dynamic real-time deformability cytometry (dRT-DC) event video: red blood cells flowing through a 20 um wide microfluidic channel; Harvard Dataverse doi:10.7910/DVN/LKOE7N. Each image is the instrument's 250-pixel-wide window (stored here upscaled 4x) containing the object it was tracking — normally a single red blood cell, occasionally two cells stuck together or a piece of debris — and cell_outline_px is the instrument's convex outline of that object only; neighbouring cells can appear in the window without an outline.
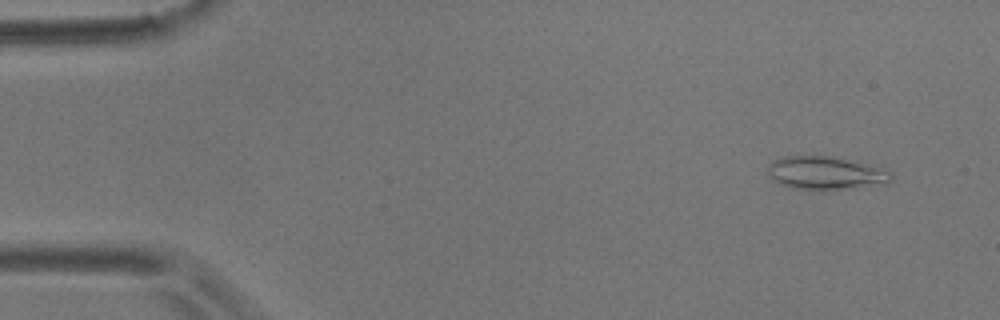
{"species": "common noctule bat (a hibernating species)", "species_latin": "Nyctalus noctula", "temperature_condition": "room temperature", "stored_images_in_passage": 56, "camera_frame_rate_fps": 3000, "um_per_image_px": 0.085, "animal": {"sex": "male", "body_mass_g": 17.9}, "frame": {"image": 1, "passage_image": 4, "time_ms": 1.0, "image_size_px": [1000, 320], "cell_outline_px": [[892, 180], [888, 184], [824, 192], [792, 188], [776, 184], [768, 176], [768, 164], [772, 160], [784, 156], [832, 156], [868, 164], [892, 172]], "centroid_in_image_um": [70.16, 14.75], "position_along_channel_um": 14.8, "area_um2": 24.8}}
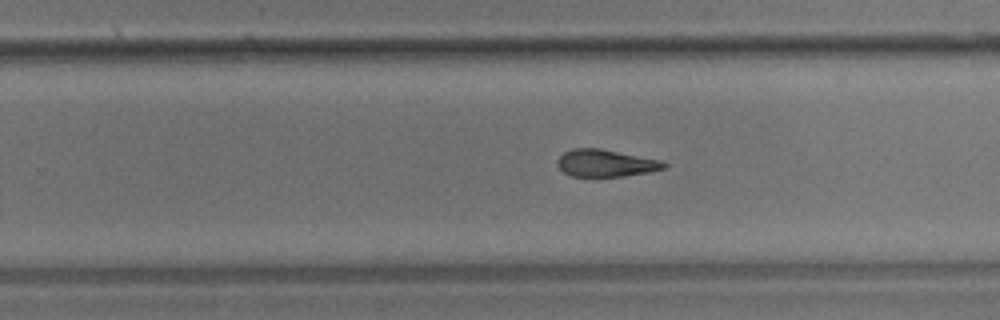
{"frame": {"image": 2, "passage_image": 35, "time_ms": 11.333, "image_size_px": [1000, 320], "cell_outline_px": [[668, 164], [664, 168], [648, 172], [624, 176], [572, 176], [564, 172], [556, 164], [556, 160], [564, 152], [572, 148], [600, 148], [660, 160]], "centroid_in_image_um": [51.45, 13.86], "position_along_channel_um": 278.3, "area_um2": 16.76}}
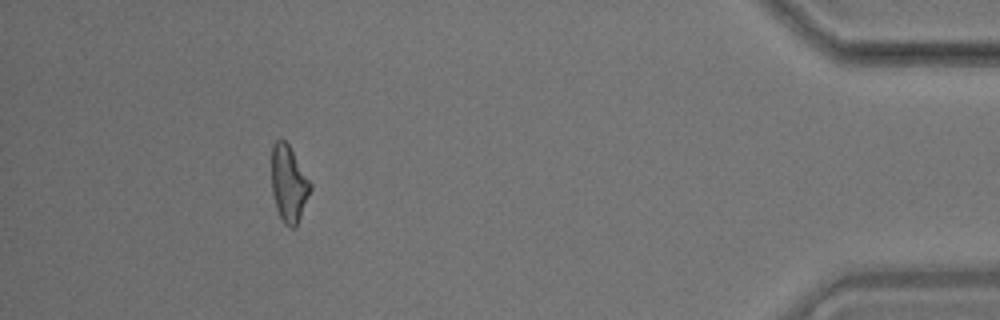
{"frame": {"image": 3, "passage_image": 51, "time_ms": 16.667, "image_size_px": [1000, 320], "cell_outline_px": [[312, 188], [296, 228], [292, 228], [284, 224], [276, 208], [272, 192], [272, 144], [276, 140], [284, 140], [288, 144], [312, 184]], "centroid_in_image_um": [24.55, 15.64], "position_along_channel_um": 410.7, "area_um2": 17.22}, "authors_computed_cell_mechanics": {"area_um2": 17.9469, "velocity_mm_per_s": 3.5475, "shape_relaxation_time_tau1_ms": null, "shape_relaxation_time_tau2_ms": 4.9045, "deformation_change_tau1": null, "deformation_change_tau2": 0.1375}}